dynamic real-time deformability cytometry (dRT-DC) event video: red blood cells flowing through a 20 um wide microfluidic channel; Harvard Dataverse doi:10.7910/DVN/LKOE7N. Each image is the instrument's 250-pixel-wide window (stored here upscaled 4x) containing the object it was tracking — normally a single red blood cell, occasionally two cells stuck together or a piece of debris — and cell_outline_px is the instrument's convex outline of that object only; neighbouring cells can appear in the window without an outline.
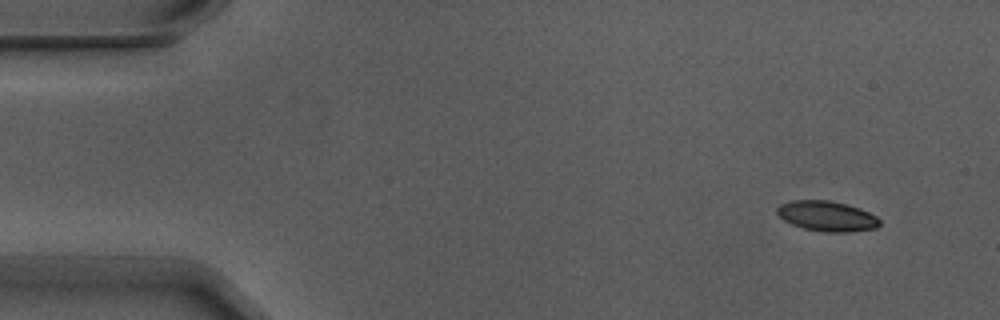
{"species": "Egyptian fruit bat (a non-hibernating species)", "species_latin": "Rousettus aegyptiacus", "temperature_condition": "warm", "stored_images_in_passage": 2, "camera_frame_rate_fps": 3000, "um_per_image_px": 0.085, "animal": {"sex": "male"}, "frame": {"image": 1, "passage_image": 2, "time_ms": 0.333, "image_size_px": [1000, 320], "cell_outline_px": [[880, 224], [876, 228], [848, 232], [824, 232], [804, 228], [792, 224], [784, 220], [776, 212], [776, 208], [780, 204], [792, 200], [828, 200], [860, 208], [876, 216], [880, 220]], "centroid_in_image_um": [70.28, 18.37], "position_along_channel_um": 14.7, "area_um2": 17.98}}